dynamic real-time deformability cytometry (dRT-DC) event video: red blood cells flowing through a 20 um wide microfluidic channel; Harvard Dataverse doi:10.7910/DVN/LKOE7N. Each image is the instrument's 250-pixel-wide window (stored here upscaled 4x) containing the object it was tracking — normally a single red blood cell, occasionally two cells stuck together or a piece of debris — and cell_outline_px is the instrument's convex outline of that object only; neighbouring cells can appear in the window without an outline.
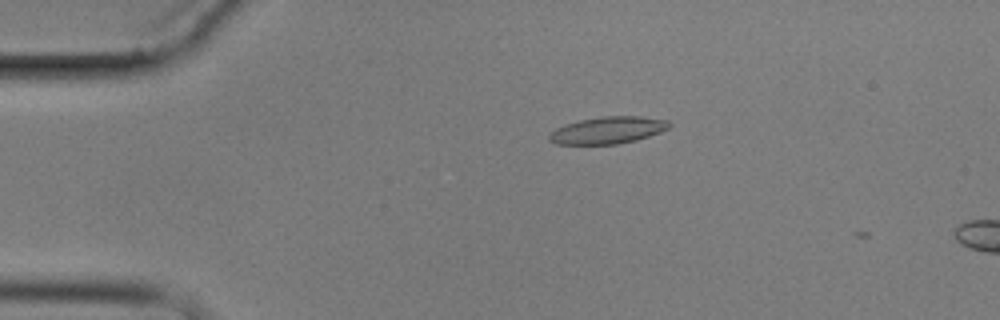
{"species": "common noctule bat (a hibernating species)", "species_latin": "Nyctalus noctula", "temperature_condition": "cold", "stored_images_in_passage": 5, "camera_frame_rate_fps": 3000, "um_per_image_px": 0.085, "animal": {"sex": "male", "body_mass_g": 17.9}, "frame": {"image": 1, "passage_image": 4, "time_ms": 3.667, "image_size_px": [1000, 320], "cell_outline_px": [[672, 124], [668, 128], [660, 132], [636, 140], [616, 144], [556, 144], [548, 140], [548, 136], [556, 128], [580, 120], [604, 116], [640, 116], [668, 120]], "centroid_in_image_um": [51.68, 11.07], "position_along_channel_um": 33.3, "area_um2": 18.73}}